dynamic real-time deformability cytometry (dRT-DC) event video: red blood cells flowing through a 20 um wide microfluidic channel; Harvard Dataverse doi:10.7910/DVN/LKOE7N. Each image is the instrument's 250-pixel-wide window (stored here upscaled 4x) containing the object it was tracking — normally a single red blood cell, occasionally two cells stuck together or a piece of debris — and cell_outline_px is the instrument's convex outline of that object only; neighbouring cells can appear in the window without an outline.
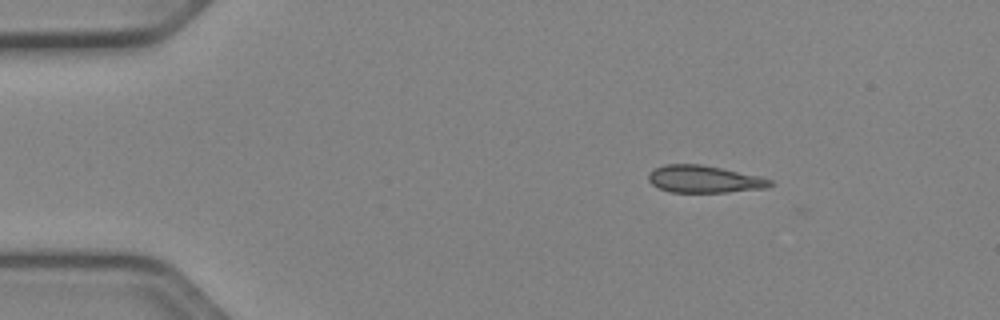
{"species": "Egyptian fruit bat (a non-hibernating species)", "species_latin": "Rousettus aegyptiacus", "temperature_condition": "cold", "stored_images_in_passage": 3, "camera_frame_rate_fps": 3000, "um_per_image_px": 0.085, "animal": {"sex": "female"}, "frame": {"image": 1, "passage_image": 1, "time_ms": 0.0, "image_size_px": [1000, 320], "cell_outline_px": [[772, 184], [768, 188], [728, 192], [668, 192], [652, 184], [648, 180], [648, 172], [656, 168], [668, 164], [700, 164], [760, 176], [772, 180]], "centroid_in_image_um": [59.86, 15.23], "position_along_channel_um": 25.1, "area_um2": 19.25}}